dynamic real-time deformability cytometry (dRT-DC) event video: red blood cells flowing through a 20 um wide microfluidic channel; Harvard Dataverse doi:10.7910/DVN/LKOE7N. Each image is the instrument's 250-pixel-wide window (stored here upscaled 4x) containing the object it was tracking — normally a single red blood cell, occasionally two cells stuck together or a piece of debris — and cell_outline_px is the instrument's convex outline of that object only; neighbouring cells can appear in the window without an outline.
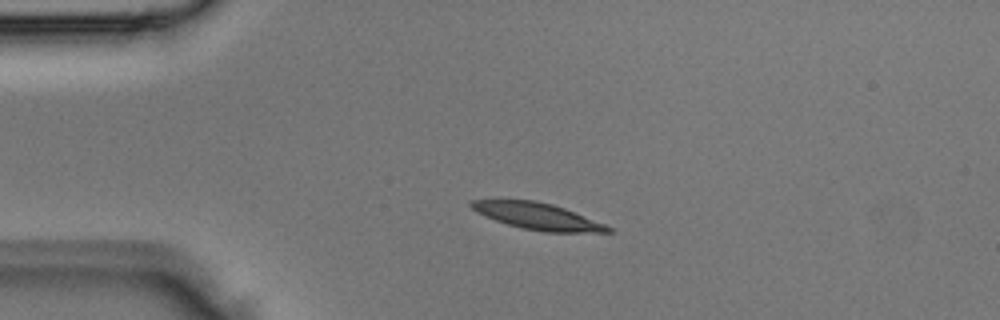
{"species": "Egyptian fruit bat (a non-hibernating species)", "species_latin": "Rousettus aegyptiacus", "temperature_condition": "room temperature", "stored_images_in_passage": 2, "camera_frame_rate_fps": 3000, "um_per_image_px": 0.085, "animal": {"sex": "male"}, "frame": {"image": 1, "passage_image": 1, "time_ms": 0.0, "image_size_px": [1000, 320], "cell_outline_px": [[612, 232], [544, 232], [520, 228], [496, 220], [476, 212], [468, 204], [472, 200], [536, 200], [552, 204], [564, 208], [604, 224], [612, 228]], "centroid_in_image_um": [45.67, 18.38], "position_along_channel_um": 39.3, "area_um2": 20.92}}
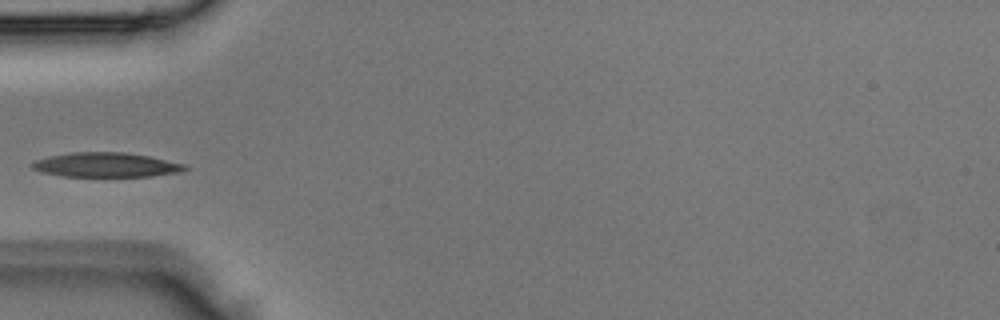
{"frame": {"image": 2, "passage_image": 2, "time_ms": 0.333, "image_size_px": [1000, 320], "cell_outline_px": [[188, 168], [184, 172], [152, 176], [60, 176], [44, 172], [32, 168], [28, 164], [36, 160], [48, 156], [72, 152], [124, 152], [148, 156], [184, 164]], "centroid_in_image_um": [9.01, 14.01], "position_along_channel_um": 76.0, "area_um2": 21.79}}